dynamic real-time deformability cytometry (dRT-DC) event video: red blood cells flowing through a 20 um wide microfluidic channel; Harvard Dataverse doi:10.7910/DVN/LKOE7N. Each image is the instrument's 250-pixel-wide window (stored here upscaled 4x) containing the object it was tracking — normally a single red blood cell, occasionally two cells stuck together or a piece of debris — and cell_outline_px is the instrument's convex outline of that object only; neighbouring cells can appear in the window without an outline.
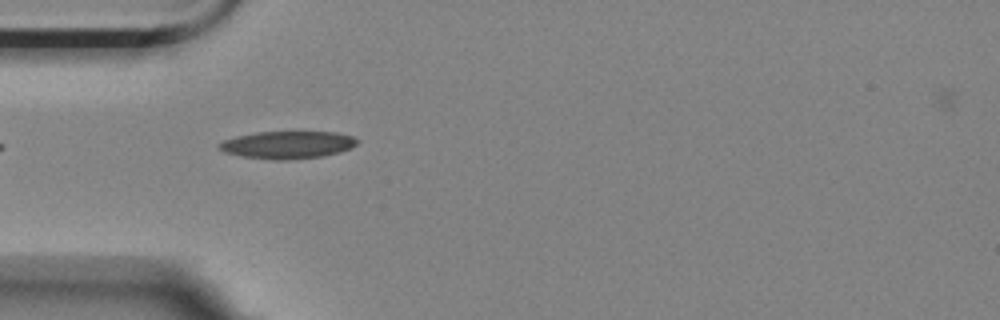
{"species": "Egyptian fruit bat (a non-hibernating species)", "species_latin": "Rousettus aegyptiacus", "temperature_condition": "room temperature", "stored_images_in_passage": 41, "camera_frame_rate_fps": 3000, "um_per_image_px": 0.085, "animal": {"sex": "female"}, "frame": {"image": 1, "passage_image": 1, "time_ms": 0.0, "image_size_px": [1000, 320], "cell_outline_px": [[360, 140], [352, 148], [340, 152], [324, 156], [288, 160], [272, 160], [240, 156], [224, 152], [216, 148], [216, 144], [224, 140], [236, 136], [256, 132], [336, 132], [352, 136]], "centroid_in_image_um": [24.42, 12.32], "position_along_channel_um": 60.6, "area_um2": 22.43}}
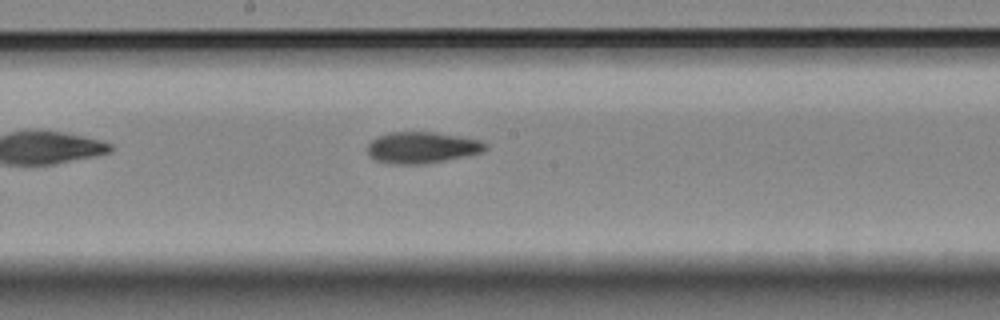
{"frame": {"image": 2, "passage_image": 14, "time_ms": 4.333, "image_size_px": [1000, 320], "cell_outline_px": [[488, 148], [480, 152], [464, 156], [444, 160], [420, 164], [392, 164], [376, 160], [368, 152], [368, 144], [376, 136], [388, 132], [436, 132], [484, 140], [488, 144]], "centroid_in_image_um": [35.89, 12.52], "position_along_channel_um": 212.3, "area_um2": 21.56}}
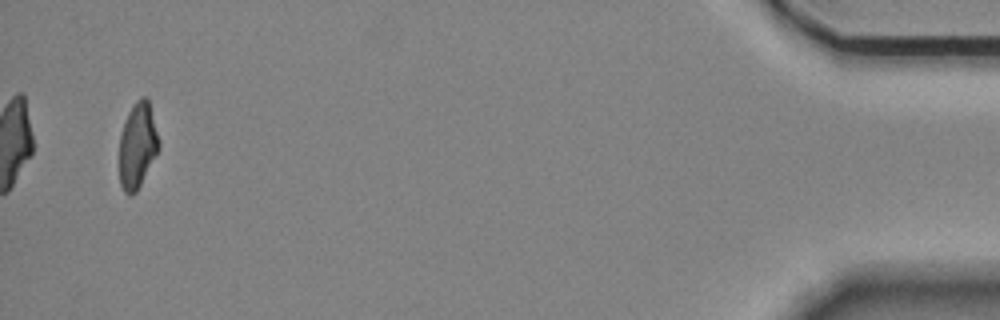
{"frame": {"image": 3, "passage_image": 39, "time_ms": 12.667, "image_size_px": [1000, 320], "cell_outline_px": [[160, 148], [156, 156], [136, 192], [128, 196], [124, 192], [120, 184], [120, 132], [124, 120], [128, 112], [136, 100], [140, 96], [144, 96], [148, 100], [160, 140]], "centroid_in_image_um": [11.69, 12.35], "position_along_channel_um": 423.5, "area_um2": 19.83}, "authors_computed_cell_mechanics": {"area_um2": 21.2704, "velocity_mm_per_s": 3.5245, "shape_relaxation_time_tau1_ms": null, "shape_relaxation_time_tau2_ms": 4.8546, "deformation_change_tau1": null, "deformation_change_tau2": 0.1212}}